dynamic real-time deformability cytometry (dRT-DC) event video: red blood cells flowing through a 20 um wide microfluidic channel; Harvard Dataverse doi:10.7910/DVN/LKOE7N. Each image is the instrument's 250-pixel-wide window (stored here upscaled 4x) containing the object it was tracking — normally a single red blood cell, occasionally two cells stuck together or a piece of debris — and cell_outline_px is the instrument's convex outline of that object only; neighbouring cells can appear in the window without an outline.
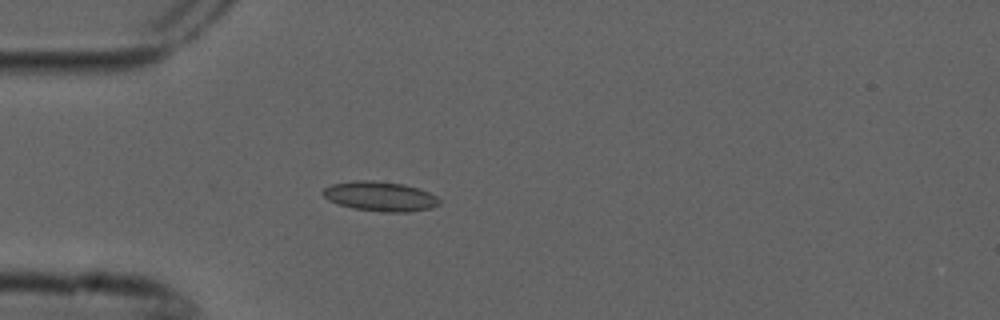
{"species": "common noctule bat (a hibernating species)", "species_latin": "Nyctalus noctula", "temperature_condition": "cold", "stored_images_in_passage": 5, "camera_frame_rate_fps": 3000, "um_per_image_px": 0.085, "animal": {"sex": "male", "forearm_length_mm": 52.5}, "frame": {"image": 1, "passage_image": 5, "time_ms": 1.333, "image_size_px": [1000, 320], "cell_outline_px": [[440, 204], [432, 208], [408, 212], [380, 212], [352, 208], [336, 204], [328, 200], [320, 192], [324, 188], [332, 184], [356, 180], [372, 180], [404, 184], [428, 192], [436, 196], [440, 200]], "centroid_in_image_um": [32.28, 16.7], "position_along_channel_um": 52.7, "area_um2": 20.29}}